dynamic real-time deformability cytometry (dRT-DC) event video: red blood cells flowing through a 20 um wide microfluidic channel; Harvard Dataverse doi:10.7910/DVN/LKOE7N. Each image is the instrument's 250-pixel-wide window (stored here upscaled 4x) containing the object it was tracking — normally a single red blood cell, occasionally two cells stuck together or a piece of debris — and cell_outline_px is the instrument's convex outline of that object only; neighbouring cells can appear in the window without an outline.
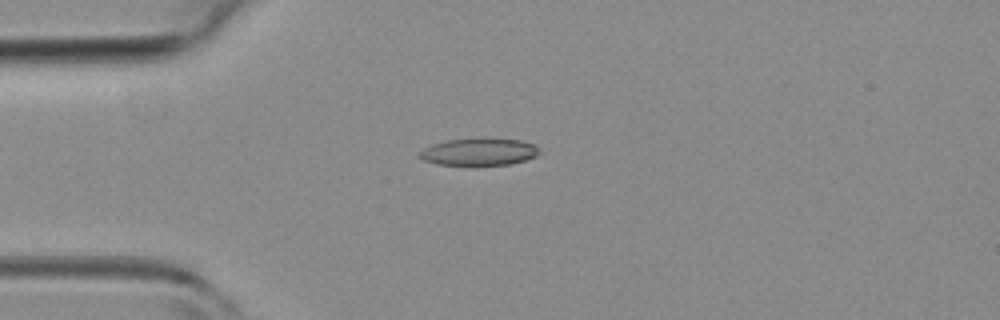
{"species": "common noctule bat (a hibernating species)", "species_latin": "Nyctalus noctula", "temperature_condition": "room temperature", "stored_images_in_passage": 42, "camera_frame_rate_fps": 3000, "um_per_image_px": 0.085, "animal": {"sex": "female", "body_mass_g": 19.3, "forearm_length_mm": 54.1}, "frame": {"image": 1, "passage_image": 9, "time_ms": 2.667, "image_size_px": [1000, 320], "cell_outline_px": [[540, 152], [536, 156], [524, 160], [508, 164], [436, 164], [424, 160], [416, 156], [416, 152], [432, 144], [448, 140], [484, 136], [520, 140], [536, 144], [540, 148]], "centroid_in_image_um": [40.71, 12.86], "position_along_channel_um": 44.3, "area_um2": 19.42}}
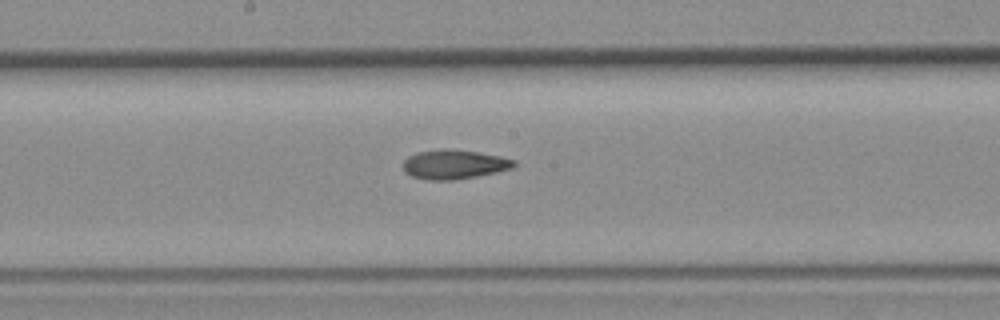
{"frame": {"image": 2, "passage_image": 21, "time_ms": 6.667, "image_size_px": [1000, 320], "cell_outline_px": [[516, 164], [512, 168], [496, 172], [456, 180], [428, 180], [412, 176], [404, 172], [404, 160], [408, 156], [416, 152], [440, 148], [444, 148], [476, 152], [500, 156], [516, 160]], "centroid_in_image_um": [38.58, 13.97], "position_along_channel_um": 209.6, "area_um2": 18.96}}
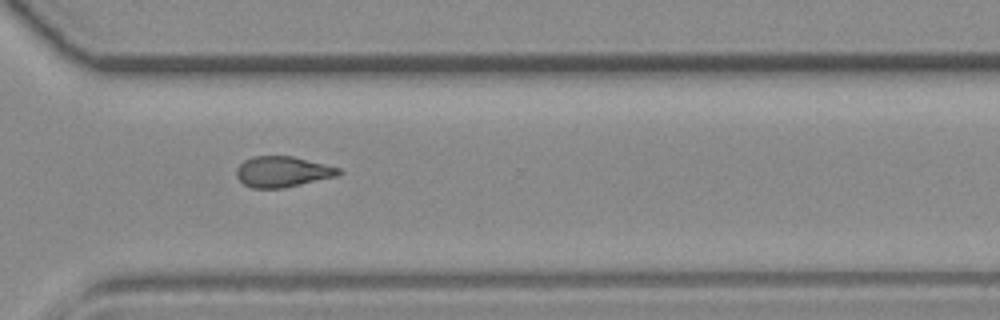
{"frame": {"image": 3, "passage_image": 30, "time_ms": 9.667, "image_size_px": [1000, 320], "cell_outline_px": [[344, 172], [336, 176], [284, 188], [252, 188], [244, 184], [236, 176], [236, 168], [244, 160], [252, 156], [292, 156], [340, 168]], "centroid_in_image_um": [24.0, 14.59], "position_along_channel_um": 346.6, "area_um2": 18.26}}